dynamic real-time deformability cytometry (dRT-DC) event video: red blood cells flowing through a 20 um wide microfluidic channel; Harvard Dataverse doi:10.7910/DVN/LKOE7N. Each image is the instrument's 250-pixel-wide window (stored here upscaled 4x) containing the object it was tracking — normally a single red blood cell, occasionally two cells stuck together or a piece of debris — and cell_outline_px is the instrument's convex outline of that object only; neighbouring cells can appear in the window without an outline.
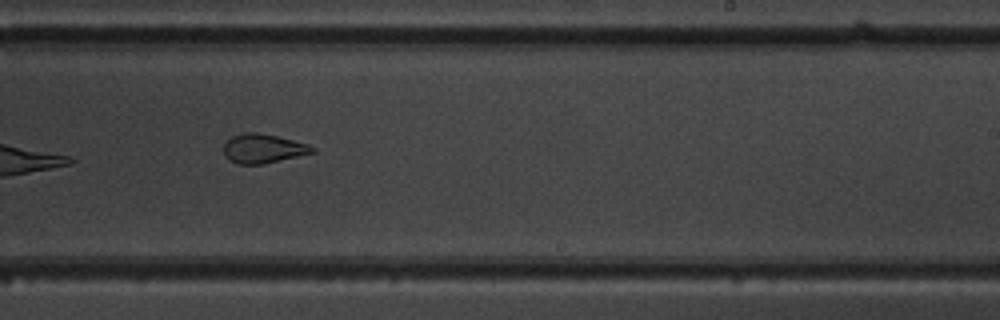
{"species": "common noctule bat (a hibernating species)", "species_latin": "Nyctalus noctula", "temperature_condition": "warm", "stored_images_in_passage": 13, "camera_frame_rate_fps": 3000, "um_per_image_px": 0.085, "animal": {"sex": "male", "body_mass_g": 19.5, "forearm_length_mm": 54.6}, "frame": {"image": 1, "passage_image": 9, "time_ms": 9.333, "image_size_px": [1000, 320], "cell_outline_px": [[316, 152], [264, 164], [240, 164], [228, 160], [224, 156], [224, 144], [232, 136], [244, 132], [256, 132], [276, 136], [308, 144], [316, 148]], "centroid_in_image_um": [22.36, 12.63], "position_along_channel_um": 266.6, "area_um2": 15.09}, "authors_computed_cell_mechanics": {"area_um2": 20.3456, "velocity_mm_per_s": 3.9324, "shape_relaxation_time_tau1_ms": null, "shape_relaxation_time_tau2_ms": 0.9192, "deformation_change_tau1": null, "deformation_change_tau2": 0.0717}}